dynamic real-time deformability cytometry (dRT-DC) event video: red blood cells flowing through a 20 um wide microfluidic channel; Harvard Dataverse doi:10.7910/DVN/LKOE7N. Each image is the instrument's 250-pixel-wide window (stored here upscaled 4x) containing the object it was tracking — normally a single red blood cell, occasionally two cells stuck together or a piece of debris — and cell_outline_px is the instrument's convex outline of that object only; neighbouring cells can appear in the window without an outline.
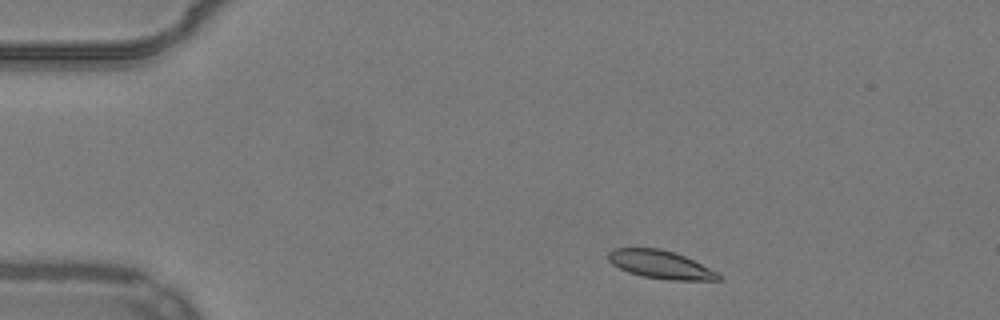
{"species": "common noctule bat (a hibernating species)", "species_latin": "Nyctalus noctula", "temperature_condition": "warm", "stored_images_in_passage": 48, "camera_frame_rate_fps": 3000, "um_per_image_px": 0.085, "animal": {"sex": "male", "body_mass_g": 19.2, "forearm_length_mm": 51.8}, "frame": {"image": 1, "passage_image": 4, "time_ms": 1.0, "image_size_px": [1000, 320], "cell_outline_px": [[720, 280], [668, 280], [640, 276], [628, 272], [612, 264], [608, 260], [608, 252], [612, 248], [660, 248], [684, 256], [716, 272], [720, 276]], "centroid_in_image_um": [56.08, 22.49], "position_along_channel_um": 28.9, "area_um2": 17.86}}
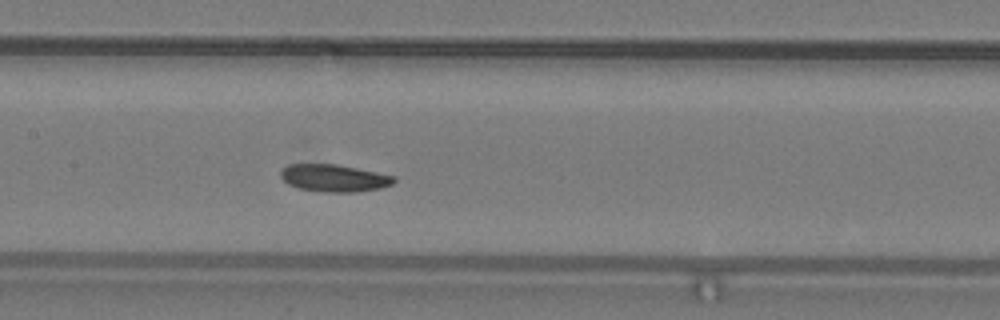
{"frame": {"image": 2, "passage_image": 21, "time_ms": 6.667, "image_size_px": [1000, 320], "cell_outline_px": [[396, 180], [392, 184], [380, 188], [356, 192], [324, 192], [300, 188], [288, 184], [280, 176], [280, 172], [288, 164], [336, 164], [396, 176]], "centroid_in_image_um": [28.41, 15.13], "position_along_channel_um": 179.0, "area_um2": 17.92}}
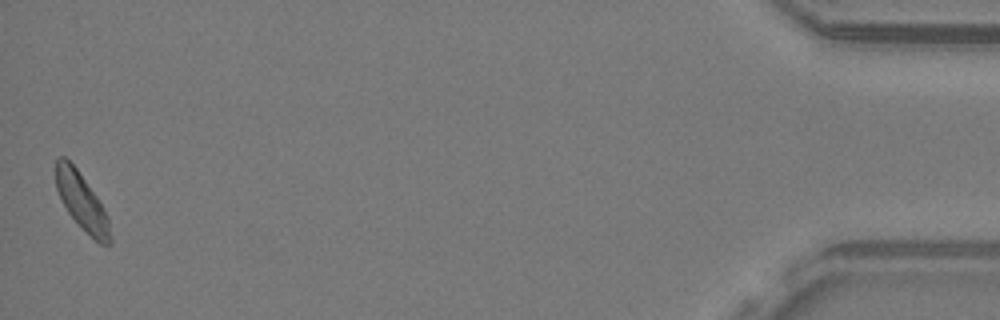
{"frame": {"image": 3, "passage_image": 48, "time_ms": 15.667, "image_size_px": [1000, 320], "cell_outline_px": [[112, 240], [108, 244], [100, 244], [68, 212], [56, 188], [56, 160], [60, 156], [64, 156], [76, 168], [96, 196], [108, 216], [112, 236]], "centroid_in_image_um": [6.97, 17.13], "position_along_channel_um": 428.2, "area_um2": 17.34}, "authors_computed_cell_mechanics": {"area_um2": 18.3804, "velocity_mm_per_s": 3.8128, "shape_relaxation_time_tau1_ms": 4.1203, "shape_relaxation_time_tau2_ms": 4.0818, "deformation_change_tau1": 0.1173, "deformation_change_tau2": 0.066}}